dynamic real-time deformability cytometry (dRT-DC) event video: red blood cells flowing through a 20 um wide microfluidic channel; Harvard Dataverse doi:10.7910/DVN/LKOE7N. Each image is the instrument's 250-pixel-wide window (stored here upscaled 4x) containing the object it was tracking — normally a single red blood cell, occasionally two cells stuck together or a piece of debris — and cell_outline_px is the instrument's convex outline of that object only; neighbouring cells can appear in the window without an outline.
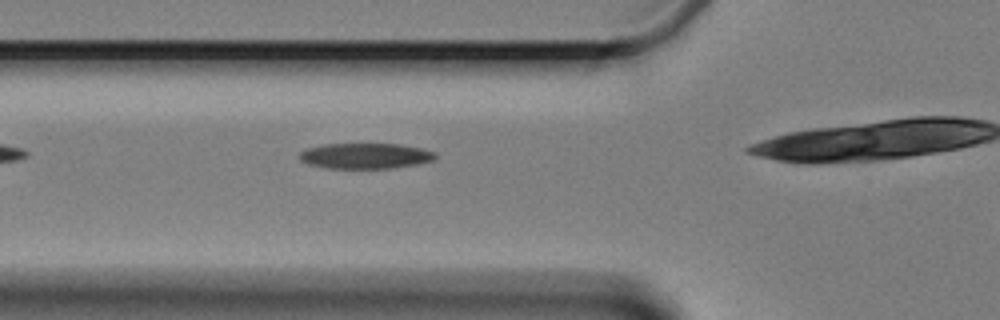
{"species": "Egyptian fruit bat (a non-hibernating species)", "species_latin": "Rousettus aegyptiacus", "temperature_condition": "cold", "stored_images_in_passage": 4, "camera_frame_rate_fps": 3000, "um_per_image_px": 0.085, "animal": {"sex": "female"}, "frame": {"image": 1, "passage_image": 4, "time_ms": 3.333, "image_size_px": [1000, 320], "cell_outline_px": [[436, 156], [432, 160], [416, 164], [392, 168], [324, 168], [308, 164], [300, 160], [300, 152], [308, 148], [320, 144], [400, 144], [420, 148], [436, 152]], "centroid_in_image_um": [31.02, 13.25], "position_along_channel_um": 94.8, "area_um2": 20.17}}